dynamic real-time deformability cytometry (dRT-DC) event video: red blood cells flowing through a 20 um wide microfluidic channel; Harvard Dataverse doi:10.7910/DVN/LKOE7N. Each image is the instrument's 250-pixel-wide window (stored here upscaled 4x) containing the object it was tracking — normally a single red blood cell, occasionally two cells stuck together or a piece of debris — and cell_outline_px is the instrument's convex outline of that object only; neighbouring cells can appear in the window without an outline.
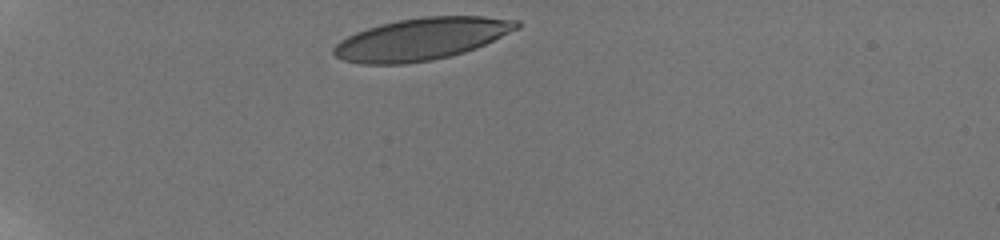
{"species": "human", "species_latin": "Homo sapiens", "temperature_condition": "room temperature", "stored_images_in_passage": 11, "camera_frame_rate_fps": 3000, "um_per_image_px": 0.085, "donor": {"sex": "male"}, "frame": {"image": 1, "passage_image": 1, "time_ms": 0.0, "image_size_px": [1000, 240], "cell_outline_px": [[520, 28], [476, 48], [464, 52], [432, 60], [404, 64], [360, 64], [344, 60], [336, 56], [332, 52], [332, 48], [340, 40], [356, 32], [380, 24], [400, 20], [424, 16], [484, 16], [520, 20]], "centroid_in_image_um": [35.84, 3.31], "position_along_channel_um": 49.2, "area_um2": 44.85}}